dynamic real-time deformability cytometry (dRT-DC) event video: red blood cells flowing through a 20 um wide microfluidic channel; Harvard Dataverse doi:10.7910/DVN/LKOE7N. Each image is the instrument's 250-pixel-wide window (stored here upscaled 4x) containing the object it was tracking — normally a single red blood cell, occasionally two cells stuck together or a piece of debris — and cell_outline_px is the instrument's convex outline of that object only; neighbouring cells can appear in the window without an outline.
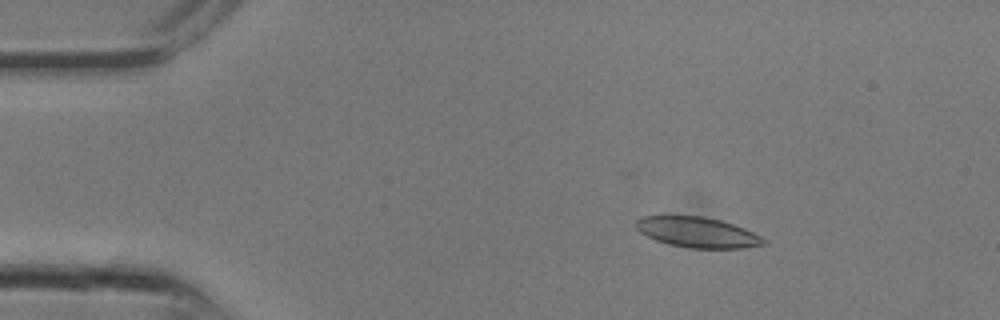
{"species": "common noctule bat (a hibernating species)", "species_latin": "Nyctalus noctula", "temperature_condition": "room temperature", "stored_images_in_passage": 11, "camera_frame_rate_fps": 3000, "um_per_image_px": 0.085, "animal": {"sex": "male", "body_mass_g": 13.3}, "frame": {"image": 1, "passage_image": 4, "time_ms": 1.0, "image_size_px": [1000, 320], "cell_outline_px": [[768, 240], [764, 244], [744, 248], [688, 248], [668, 244], [656, 240], [640, 232], [636, 228], [636, 220], [640, 216], [704, 216], [720, 220], [744, 228]], "centroid_in_image_um": [59.27, 19.74], "position_along_channel_um": 25.7, "area_um2": 22.54}}
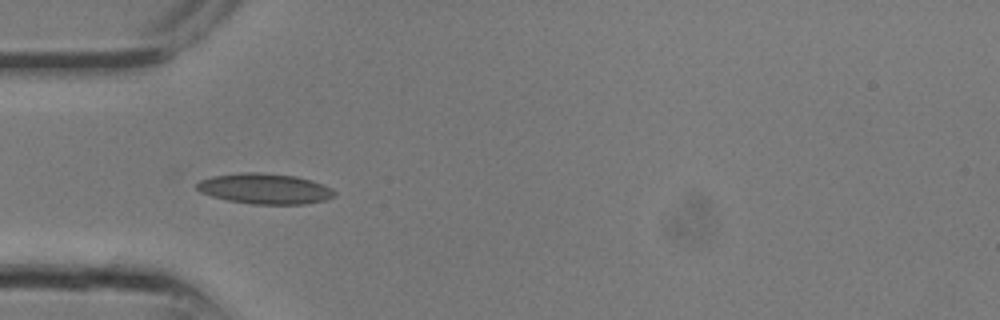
{"frame": {"image": 2, "passage_image": 8, "time_ms": 2.333, "image_size_px": [1000, 320], "cell_outline_px": [[336, 196], [324, 200], [304, 204], [252, 204], [228, 200], [212, 196], [200, 192], [196, 188], [196, 184], [200, 180], [212, 176], [240, 172], [264, 172], [296, 176], [312, 180], [324, 184], [332, 188], [336, 192]], "centroid_in_image_um": [22.53, 16.03], "position_along_channel_um": 62.5, "area_um2": 24.68}}
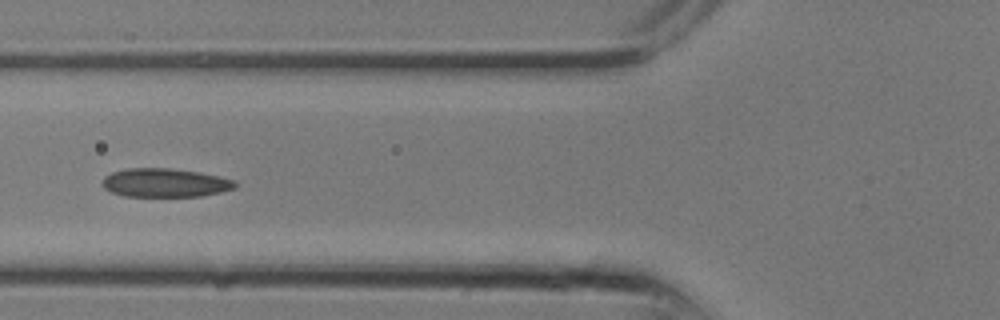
{"frame": {"image": 3, "passage_image": 10, "time_ms": 3.0, "image_size_px": [1000, 320], "cell_outline_px": [[236, 188], [220, 192], [200, 196], [124, 196], [112, 192], [104, 188], [100, 184], [104, 176], [112, 172], [128, 168], [168, 168], [200, 172], [220, 176], [236, 180]], "centroid_in_image_um": [14.02, 15.53], "position_along_channel_um": 111.8, "area_um2": 22.31}}